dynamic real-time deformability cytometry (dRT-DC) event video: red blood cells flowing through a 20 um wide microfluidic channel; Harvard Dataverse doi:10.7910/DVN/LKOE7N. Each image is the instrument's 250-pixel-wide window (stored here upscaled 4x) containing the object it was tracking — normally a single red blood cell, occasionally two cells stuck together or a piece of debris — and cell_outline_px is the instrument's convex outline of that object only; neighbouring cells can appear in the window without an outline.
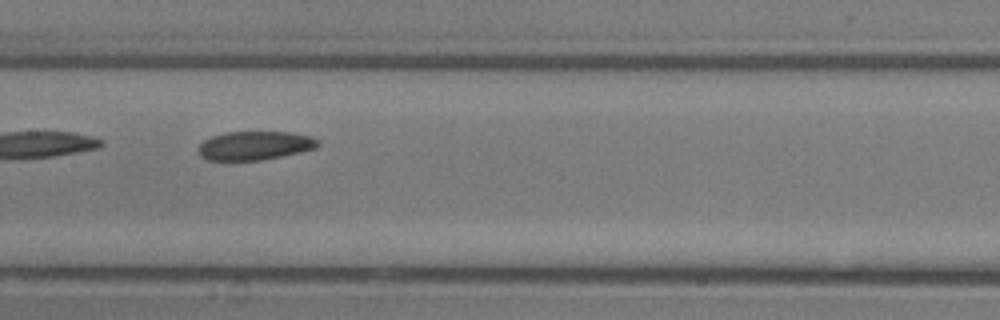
{"species": "common noctule bat (a hibernating species)", "species_latin": "Nyctalus noctula", "temperature_condition": "room temperature", "stored_images_in_passage": 12, "camera_frame_rate_fps": 3000, "um_per_image_px": 0.085, "animal": {"sex": "male", "body_mass_g": 13.3}, "frame": {"image": 1, "passage_image": 12, "time_ms": 3.667, "image_size_px": [1000, 320], "cell_outline_px": [[320, 144], [316, 148], [300, 152], [260, 160], [208, 160], [200, 156], [196, 152], [196, 148], [204, 140], [212, 136], [224, 132], [288, 132], [308, 136], [320, 140]], "centroid_in_image_um": [21.61, 12.37], "position_along_channel_um": 185.8, "area_um2": 20.06}}